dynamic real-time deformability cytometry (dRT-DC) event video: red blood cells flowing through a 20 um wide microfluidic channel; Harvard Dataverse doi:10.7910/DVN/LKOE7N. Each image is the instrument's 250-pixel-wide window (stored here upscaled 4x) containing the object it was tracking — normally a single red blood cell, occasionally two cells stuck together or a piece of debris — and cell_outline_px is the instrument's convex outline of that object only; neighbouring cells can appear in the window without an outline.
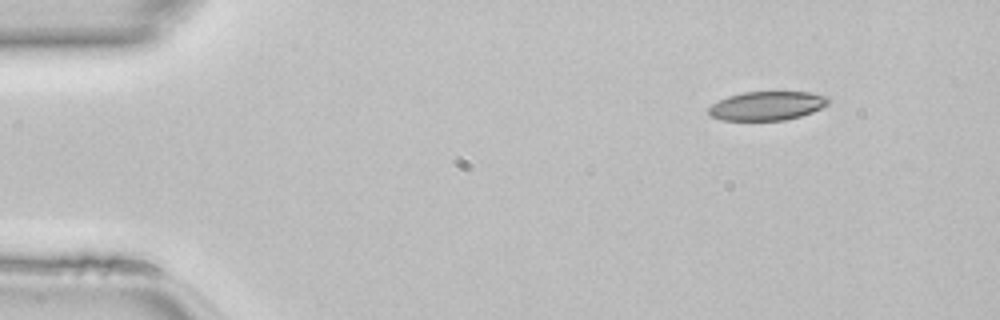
{"species": "common noctule bat (a hibernating species)", "species_latin": "Nyctalus noctula", "temperature_condition": "room temperature", "stored_images_in_passage": 43, "camera_frame_rate_fps": 3000, "um_per_image_px": 0.085, "animal": {"sex": "female", "body_mass_g": 22.7, "forearm_length_mm": 54.2}, "frame": {"image": 1, "passage_image": 1, "time_ms": 0.0, "image_size_px": [1000, 320], "cell_outline_px": [[828, 104], [812, 112], [800, 116], [784, 120], [720, 120], [712, 116], [708, 112], [708, 108], [712, 104], [728, 96], [744, 92], [808, 92], [828, 96]], "centroid_in_image_um": [65.19, 8.99], "position_along_channel_um": 19.8, "area_um2": 20.0}}
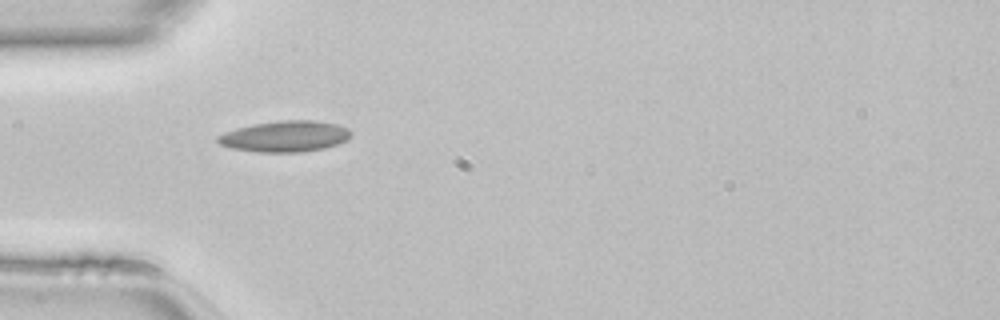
{"frame": {"image": 2, "passage_image": 10, "time_ms": 3.0, "image_size_px": [1000, 320], "cell_outline_px": [[352, 132], [348, 140], [324, 148], [300, 152], [256, 152], [232, 148], [220, 144], [216, 140], [216, 136], [224, 132], [236, 128], [252, 124], [280, 120], [312, 120], [336, 124], [348, 128]], "centroid_in_image_um": [24.21, 11.58], "position_along_channel_um": 60.8, "area_um2": 24.16}}
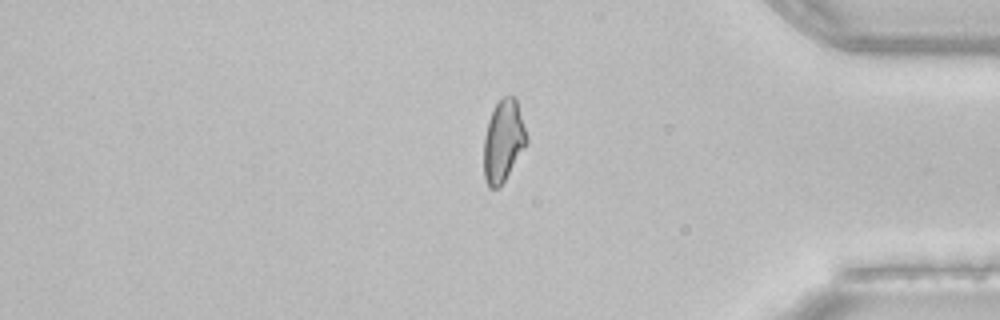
{"frame": {"image": 3, "passage_image": 35, "time_ms": 11.333, "image_size_px": [1000, 320], "cell_outline_px": [[528, 144], [500, 188], [488, 188], [484, 180], [484, 136], [488, 120], [496, 104], [504, 96], [516, 96], [528, 136]], "centroid_in_image_um": [42.8, 12.01], "position_along_channel_um": 392.4, "area_um2": 20.87}}